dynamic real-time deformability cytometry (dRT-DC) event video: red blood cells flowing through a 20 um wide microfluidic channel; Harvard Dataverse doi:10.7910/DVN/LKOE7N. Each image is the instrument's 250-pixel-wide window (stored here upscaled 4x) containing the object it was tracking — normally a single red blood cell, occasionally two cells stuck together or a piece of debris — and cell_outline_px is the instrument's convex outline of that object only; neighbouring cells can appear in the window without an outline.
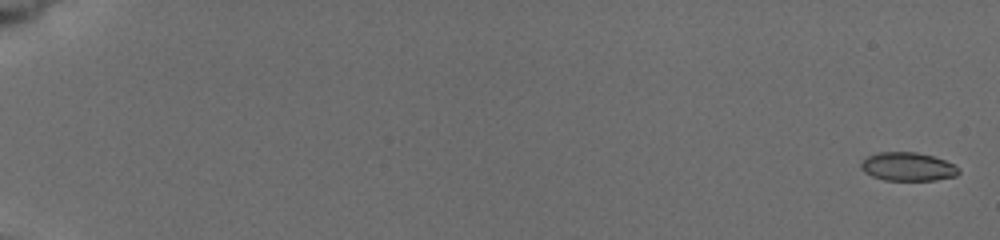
{"species": "common noctule bat (a hibernating species)", "species_latin": "Nyctalus noctula", "temperature_condition": "cold", "stored_images_in_passage": 7, "camera_frame_rate_fps": 3000, "um_per_image_px": 0.085, "animal": {"sex": "female", "body_mass_g": 19.5, "forearm_length_mm": 54.1}, "frame": {"image": 1, "passage_image": 1, "time_ms": 0.0, "image_size_px": [1000, 240], "cell_outline_px": [[960, 172], [956, 176], [936, 180], [884, 180], [872, 176], [864, 172], [860, 168], [860, 164], [868, 156], [876, 152], [916, 152], [932, 156], [944, 160], [960, 168]], "centroid_in_image_um": [77.15, 14.17], "position_along_channel_um": 7.8, "area_um2": 16.24}}